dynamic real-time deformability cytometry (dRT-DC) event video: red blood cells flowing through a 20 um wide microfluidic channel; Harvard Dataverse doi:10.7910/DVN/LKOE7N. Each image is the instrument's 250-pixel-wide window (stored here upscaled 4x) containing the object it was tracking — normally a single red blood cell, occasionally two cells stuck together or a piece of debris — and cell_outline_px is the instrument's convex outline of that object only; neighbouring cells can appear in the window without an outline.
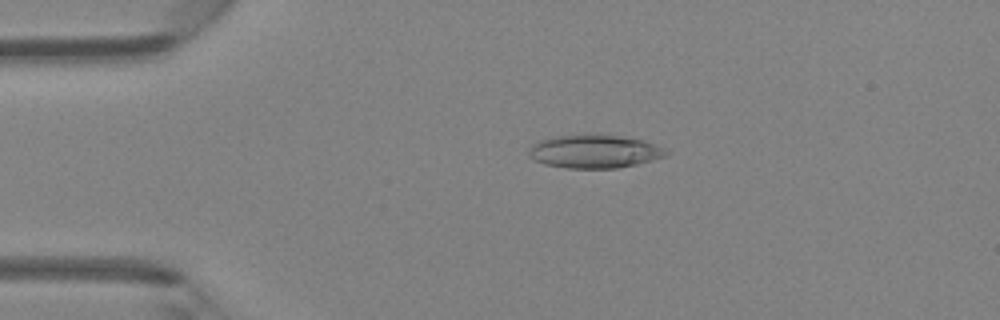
{"species": "Egyptian fruit bat (a non-hibernating species)", "species_latin": "Rousettus aegyptiacus", "temperature_condition": "room temperature", "stored_images_in_passage": 46, "camera_frame_rate_fps": 3000, "um_per_image_px": 0.085, "animal": {"sex": "female"}, "frame": {"image": 1, "passage_image": 10, "time_ms": 3.0, "image_size_px": [1000, 320], "cell_outline_px": [[672, 152], [668, 156], [636, 164], [616, 168], [568, 168], [544, 164], [528, 156], [528, 152], [532, 144], [548, 136], [588, 132], [596, 132], [624, 136], [644, 140], [664, 148]], "centroid_in_image_um": [50.53, 12.82], "position_along_channel_um": 34.5, "area_um2": 27.63}}
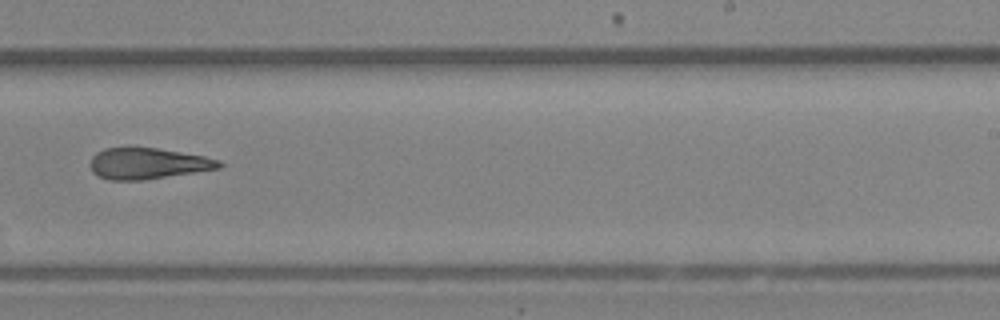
{"frame": {"image": 2, "passage_image": 29, "time_ms": 9.333, "image_size_px": [1000, 320], "cell_outline_px": [[224, 164], [220, 168], [144, 180], [108, 180], [92, 172], [88, 164], [92, 156], [96, 152], [104, 148], [128, 144], [156, 148], [204, 156], [220, 160]], "centroid_in_image_um": [12.48, 13.86], "position_along_channel_um": 276.5, "area_um2": 24.1}}
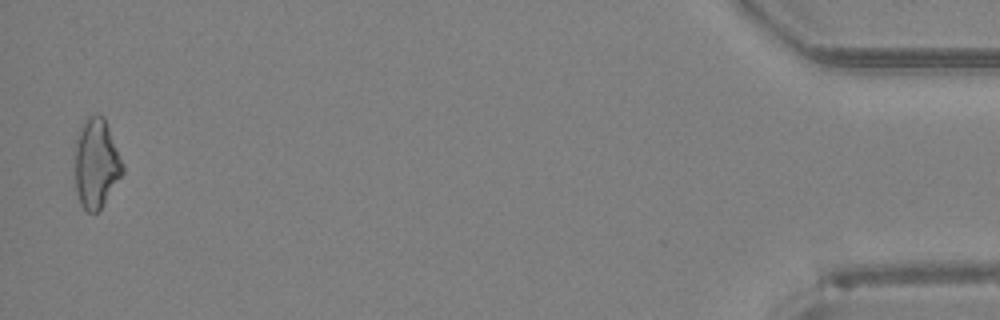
{"frame": {"image": 3, "passage_image": 45, "time_ms": 14.667, "image_size_px": [1000, 320], "cell_outline_px": [[124, 172], [100, 208], [96, 212], [88, 212], [80, 204], [76, 192], [76, 140], [80, 128], [84, 120], [88, 116], [96, 112], [104, 116], [124, 164]], "centroid_in_image_um": [8.19, 13.84], "position_along_channel_um": 427.0, "area_um2": 24.74}}